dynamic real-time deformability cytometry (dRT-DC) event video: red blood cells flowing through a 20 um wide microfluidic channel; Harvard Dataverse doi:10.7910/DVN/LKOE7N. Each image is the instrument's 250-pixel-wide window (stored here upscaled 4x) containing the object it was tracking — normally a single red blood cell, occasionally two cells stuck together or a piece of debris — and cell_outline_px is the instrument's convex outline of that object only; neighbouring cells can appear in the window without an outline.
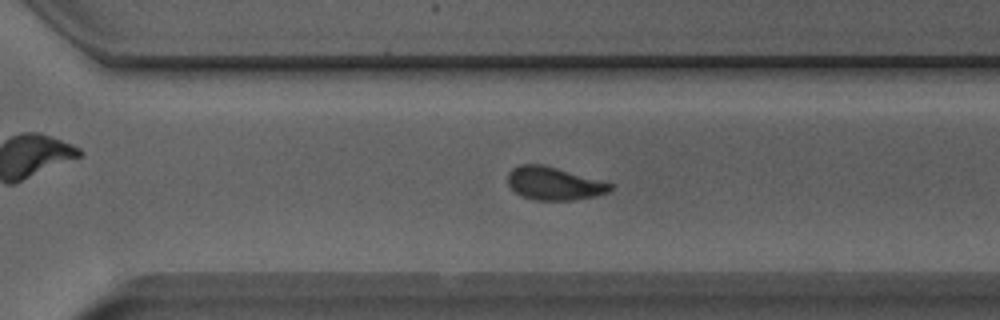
{"species": "Egyptian fruit bat (a non-hibernating species)", "species_latin": "Rousettus aegyptiacus", "temperature_condition": "room temperature", "stored_images_in_passage": 40, "camera_frame_rate_fps": 3000, "um_per_image_px": 0.085, "animal": {"sex": "male"}, "frame": {"image": 1, "passage_image": 34, "time_ms": 11.0, "image_size_px": [1000, 320], "cell_outline_px": [[612, 188], [608, 192], [592, 196], [572, 200], [532, 200], [520, 196], [508, 184], [508, 172], [512, 168], [520, 164], [544, 164], [612, 184]], "centroid_in_image_um": [47.02, 15.59], "position_along_channel_um": 323.6, "area_um2": 19.54}}